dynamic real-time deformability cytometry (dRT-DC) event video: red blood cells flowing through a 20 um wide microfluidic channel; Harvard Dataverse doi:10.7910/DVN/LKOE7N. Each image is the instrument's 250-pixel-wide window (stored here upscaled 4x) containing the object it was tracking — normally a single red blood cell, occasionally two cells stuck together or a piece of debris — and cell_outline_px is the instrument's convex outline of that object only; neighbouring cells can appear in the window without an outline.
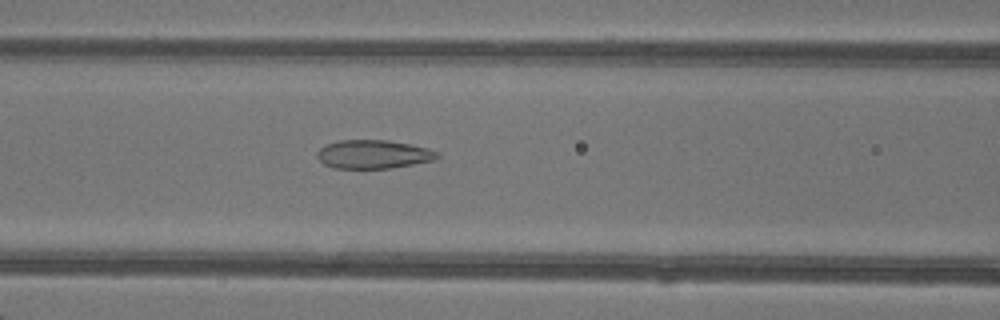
{"species": "common noctule bat (a hibernating species)", "species_latin": "Nyctalus noctula", "temperature_condition": "warm", "stored_images_in_passage": 49, "camera_frame_rate_fps": 3000, "um_per_image_px": 0.085, "animal": {"sex": "female"}, "frame": {"image": 1, "passage_image": 22, "time_ms": 7.0, "image_size_px": [1000, 320], "cell_outline_px": [[440, 156], [432, 160], [412, 164], [388, 168], [332, 168], [324, 164], [316, 156], [316, 152], [324, 144], [336, 140], [388, 140], [412, 144], [428, 148], [440, 152]], "centroid_in_image_um": [31.71, 13.1], "position_along_channel_um": 134.9, "area_um2": 20.17}}
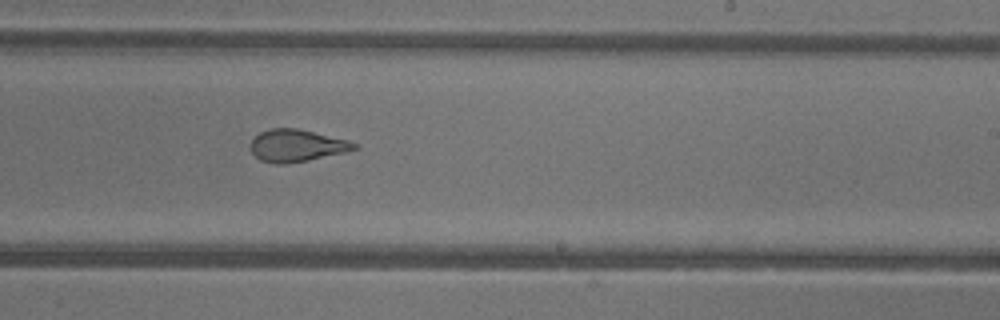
{"frame": {"image": 2, "passage_image": 31, "time_ms": 10.0, "image_size_px": [1000, 320], "cell_outline_px": [[360, 148], [344, 152], [308, 160], [284, 164], [276, 164], [260, 160], [252, 152], [252, 140], [260, 132], [268, 128], [300, 128], [348, 140], [356, 144]], "centroid_in_image_um": [25.23, 12.36], "position_along_channel_um": 263.8, "area_um2": 19.36}}
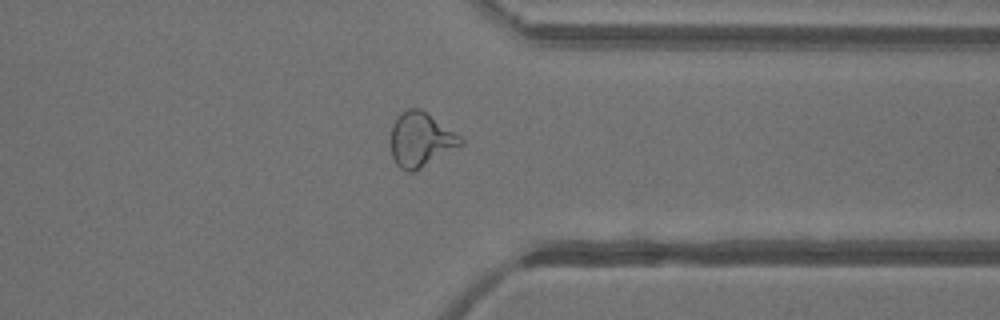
{"frame": {"image": 3, "passage_image": 39, "time_ms": 12.667, "image_size_px": [1000, 320], "cell_outline_px": [[464, 144], [420, 168], [412, 172], [408, 172], [400, 168], [396, 164], [392, 156], [388, 140], [392, 124], [396, 116], [400, 112], [408, 108], [420, 108], [460, 136], [464, 140]], "centroid_in_image_um": [35.7, 11.86], "position_along_channel_um": 375.7, "area_um2": 22.37}, "authors_computed_cell_mechanics": {"area_um2": 23.9292, "velocity_mm_per_s": 4.3082, "shape_relaxation_time_tau1_ms": null, "shape_relaxation_time_tau2_ms": 1.1138, "deformation_change_tau1": null, "deformation_change_tau2": 0.0988}}